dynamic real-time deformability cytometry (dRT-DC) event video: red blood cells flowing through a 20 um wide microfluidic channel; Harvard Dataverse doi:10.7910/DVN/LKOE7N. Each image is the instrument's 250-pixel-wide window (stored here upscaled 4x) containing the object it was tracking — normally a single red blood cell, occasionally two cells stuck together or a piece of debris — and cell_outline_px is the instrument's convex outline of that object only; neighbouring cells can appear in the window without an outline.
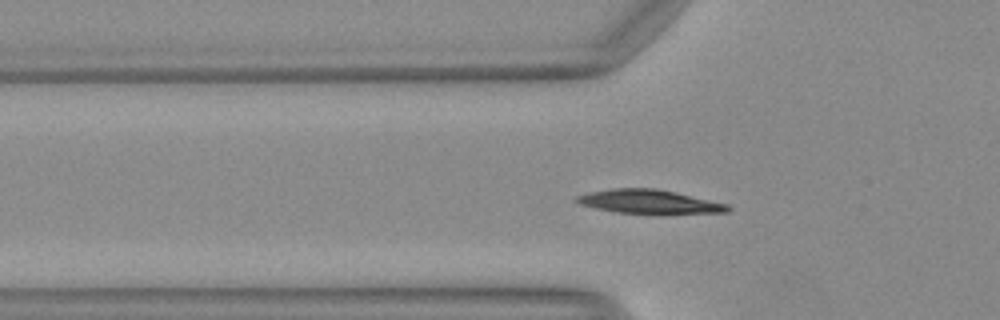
{"species": "Egyptian fruit bat (a non-hibernating species)", "species_latin": "Rousettus aegyptiacus", "temperature_condition": "warm", "stored_images_in_passage": 37, "segment_of_instrument_passage": [1, 2], "camera_frame_rate_fps": 3000, "um_per_image_px": 0.085, "animal": {"sex": "female"}, "frame": {"image": 1, "passage_image": 3, "time_ms": 0.667, "image_size_px": [1000, 320], "cell_outline_px": [[732, 208], [728, 212], [616, 212], [596, 208], [580, 204], [572, 200], [576, 196], [588, 192], [612, 188], [656, 188], [676, 192], [728, 204]], "centroid_in_image_um": [55.11, 17.1], "position_along_channel_um": 70.7, "area_um2": 20.4}}
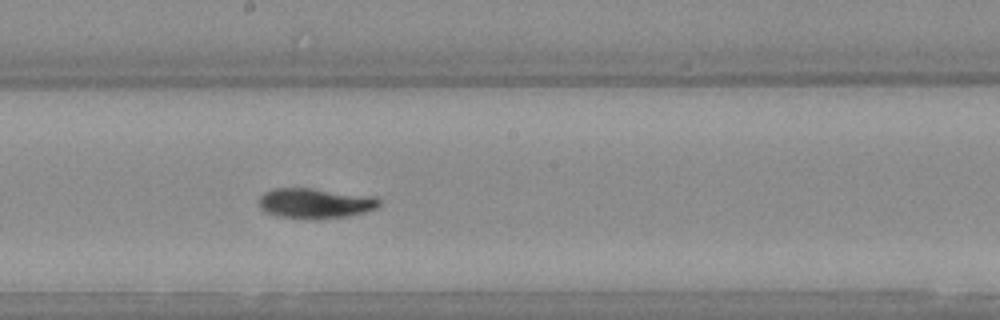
{"frame": {"image": 2, "passage_image": 14, "time_ms": 4.333, "image_size_px": [1000, 320], "cell_outline_px": [[380, 204], [376, 208], [364, 212], [348, 216], [316, 220], [296, 220], [276, 216], [264, 212], [256, 204], [256, 200], [264, 192], [276, 188], [308, 188], [380, 196]], "centroid_in_image_um": [26.75, 17.3], "position_along_channel_um": 221.5, "area_um2": 22.02}}
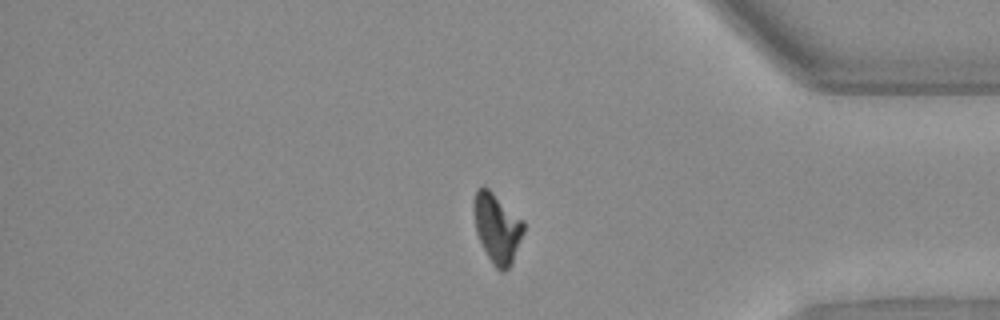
{"frame": {"image": 3, "passage_image": 28, "time_ms": 9.0, "image_size_px": [1000, 320], "cell_outline_px": [[524, 232], [512, 264], [504, 272], [500, 272], [496, 268], [488, 256], [476, 232], [472, 204], [476, 188], [488, 188], [524, 220]], "centroid_in_image_um": [42.26, 19.38], "position_along_channel_um": 392.9, "area_um2": 20.23}}